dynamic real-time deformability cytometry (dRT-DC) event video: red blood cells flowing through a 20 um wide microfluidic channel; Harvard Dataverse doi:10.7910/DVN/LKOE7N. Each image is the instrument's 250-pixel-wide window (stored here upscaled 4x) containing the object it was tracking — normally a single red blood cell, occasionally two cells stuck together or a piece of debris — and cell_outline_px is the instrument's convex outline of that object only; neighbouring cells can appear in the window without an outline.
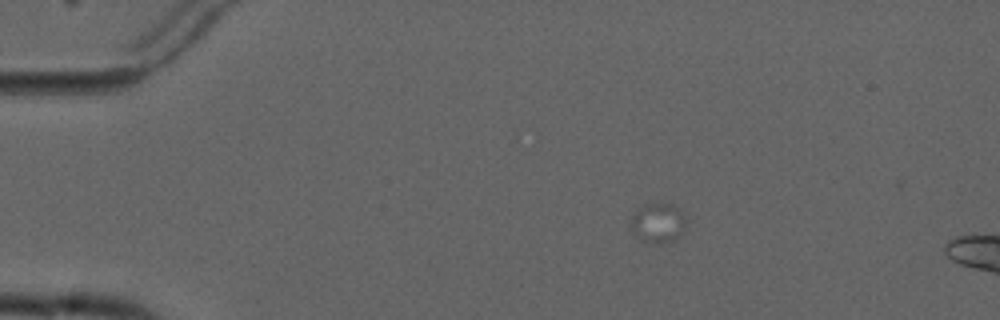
{"species": "common noctule bat (a hibernating species)", "species_latin": "Nyctalus noctula", "temperature_condition": "cold", "stored_images_in_passage": 3, "camera_frame_rate_fps": 3000, "um_per_image_px": 0.085, "animal": {"sex": "male", "forearm_length_mm": 52.5}, "frame": {"image": 1, "passage_image": 1, "time_ms": 0.0, "image_size_px": [1000, 320], "cell_outline_px": [[684, 224], [676, 236], [672, 240], [660, 244], [652, 244], [640, 240], [632, 228], [628, 220], [636, 208], [644, 204], [672, 204], [684, 216]], "centroid_in_image_um": [55.81, 18.94], "position_along_channel_um": 29.2, "area_um2": 12.48}}